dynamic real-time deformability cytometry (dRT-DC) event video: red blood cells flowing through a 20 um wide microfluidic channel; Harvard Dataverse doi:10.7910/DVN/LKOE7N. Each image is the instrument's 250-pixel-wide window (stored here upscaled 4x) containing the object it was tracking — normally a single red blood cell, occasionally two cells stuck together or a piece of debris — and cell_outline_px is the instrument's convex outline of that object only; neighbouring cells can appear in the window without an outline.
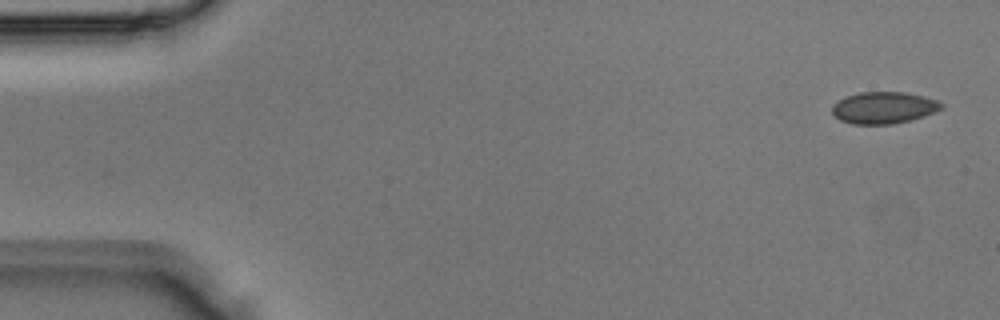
{"species": "Egyptian fruit bat (a non-hibernating species)", "species_latin": "Rousettus aegyptiacus", "temperature_condition": "room temperature", "stored_images_in_passage": 4, "camera_frame_rate_fps": 3000, "um_per_image_px": 0.085, "animal": {"sex": "male"}, "frame": {"image": 1, "passage_image": 1, "time_ms": 0.0, "image_size_px": [1000, 320], "cell_outline_px": [[944, 108], [936, 112], [912, 120], [892, 124], [852, 124], [840, 120], [832, 112], [832, 104], [848, 96], [860, 92], [908, 92], [924, 96], [936, 100], [944, 104]], "centroid_in_image_um": [75.16, 9.16], "position_along_channel_um": 9.8, "area_um2": 20.35}}